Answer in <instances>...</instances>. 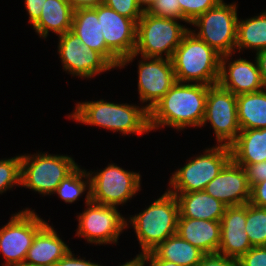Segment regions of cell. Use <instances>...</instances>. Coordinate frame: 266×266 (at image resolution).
<instances>
[{
    "mask_svg": "<svg viewBox=\"0 0 266 266\" xmlns=\"http://www.w3.org/2000/svg\"><path fill=\"white\" fill-rule=\"evenodd\" d=\"M209 85L176 82L149 111L150 131L159 126H202Z\"/></svg>",
    "mask_w": 266,
    "mask_h": 266,
    "instance_id": "1",
    "label": "cell"
},
{
    "mask_svg": "<svg viewBox=\"0 0 266 266\" xmlns=\"http://www.w3.org/2000/svg\"><path fill=\"white\" fill-rule=\"evenodd\" d=\"M221 55L189 30L171 58L177 82L215 85L220 75Z\"/></svg>",
    "mask_w": 266,
    "mask_h": 266,
    "instance_id": "2",
    "label": "cell"
},
{
    "mask_svg": "<svg viewBox=\"0 0 266 266\" xmlns=\"http://www.w3.org/2000/svg\"><path fill=\"white\" fill-rule=\"evenodd\" d=\"M73 119L83 124L101 126L123 134L150 132L149 111L139 106L114 104L100 101L78 103L71 114Z\"/></svg>",
    "mask_w": 266,
    "mask_h": 266,
    "instance_id": "3",
    "label": "cell"
},
{
    "mask_svg": "<svg viewBox=\"0 0 266 266\" xmlns=\"http://www.w3.org/2000/svg\"><path fill=\"white\" fill-rule=\"evenodd\" d=\"M188 31L175 19L157 17L144 11L137 22L135 51L121 61L120 67L132 61L139 53L142 57L163 58L164 52L166 59H171Z\"/></svg>",
    "mask_w": 266,
    "mask_h": 266,
    "instance_id": "4",
    "label": "cell"
},
{
    "mask_svg": "<svg viewBox=\"0 0 266 266\" xmlns=\"http://www.w3.org/2000/svg\"><path fill=\"white\" fill-rule=\"evenodd\" d=\"M179 203L176 195L168 190L143 212L130 217L142 252L147 254L161 242L176 234Z\"/></svg>",
    "mask_w": 266,
    "mask_h": 266,
    "instance_id": "5",
    "label": "cell"
},
{
    "mask_svg": "<svg viewBox=\"0 0 266 266\" xmlns=\"http://www.w3.org/2000/svg\"><path fill=\"white\" fill-rule=\"evenodd\" d=\"M77 167L69 156L21 155L20 185L41 194H53L61 181Z\"/></svg>",
    "mask_w": 266,
    "mask_h": 266,
    "instance_id": "6",
    "label": "cell"
},
{
    "mask_svg": "<svg viewBox=\"0 0 266 266\" xmlns=\"http://www.w3.org/2000/svg\"><path fill=\"white\" fill-rule=\"evenodd\" d=\"M218 145L206 150L204 155L196 157L172 174L169 183L175 191H168L172 194L204 191L207 184L231 160L230 146Z\"/></svg>",
    "mask_w": 266,
    "mask_h": 266,
    "instance_id": "7",
    "label": "cell"
},
{
    "mask_svg": "<svg viewBox=\"0 0 266 266\" xmlns=\"http://www.w3.org/2000/svg\"><path fill=\"white\" fill-rule=\"evenodd\" d=\"M237 21L236 4L227 5L222 0L190 23L200 29L197 34L191 32L221 56L232 55L236 47Z\"/></svg>",
    "mask_w": 266,
    "mask_h": 266,
    "instance_id": "8",
    "label": "cell"
},
{
    "mask_svg": "<svg viewBox=\"0 0 266 266\" xmlns=\"http://www.w3.org/2000/svg\"><path fill=\"white\" fill-rule=\"evenodd\" d=\"M46 223L28 209L13 215L0 229V250L6 258L5 266H24L28 249L36 233Z\"/></svg>",
    "mask_w": 266,
    "mask_h": 266,
    "instance_id": "9",
    "label": "cell"
},
{
    "mask_svg": "<svg viewBox=\"0 0 266 266\" xmlns=\"http://www.w3.org/2000/svg\"><path fill=\"white\" fill-rule=\"evenodd\" d=\"M86 195L87 209L78 216V236L90 243H116L127 222L117 210V206L98 204L90 200V188Z\"/></svg>",
    "mask_w": 266,
    "mask_h": 266,
    "instance_id": "10",
    "label": "cell"
},
{
    "mask_svg": "<svg viewBox=\"0 0 266 266\" xmlns=\"http://www.w3.org/2000/svg\"><path fill=\"white\" fill-rule=\"evenodd\" d=\"M90 174V200L107 206L125 203L140 189V174L126 171L114 164L101 172Z\"/></svg>",
    "mask_w": 266,
    "mask_h": 266,
    "instance_id": "11",
    "label": "cell"
},
{
    "mask_svg": "<svg viewBox=\"0 0 266 266\" xmlns=\"http://www.w3.org/2000/svg\"><path fill=\"white\" fill-rule=\"evenodd\" d=\"M210 121L218 143L230 146L241 129L238 123L237 96L219 84L209 85L205 116L202 123Z\"/></svg>",
    "mask_w": 266,
    "mask_h": 266,
    "instance_id": "12",
    "label": "cell"
},
{
    "mask_svg": "<svg viewBox=\"0 0 266 266\" xmlns=\"http://www.w3.org/2000/svg\"><path fill=\"white\" fill-rule=\"evenodd\" d=\"M58 52L65 70L90 78L114 68L100 53L89 49L71 30L59 35Z\"/></svg>",
    "mask_w": 266,
    "mask_h": 266,
    "instance_id": "13",
    "label": "cell"
},
{
    "mask_svg": "<svg viewBox=\"0 0 266 266\" xmlns=\"http://www.w3.org/2000/svg\"><path fill=\"white\" fill-rule=\"evenodd\" d=\"M94 9L97 11L106 47L120 61L133 54L136 47L137 23L104 4Z\"/></svg>",
    "mask_w": 266,
    "mask_h": 266,
    "instance_id": "14",
    "label": "cell"
},
{
    "mask_svg": "<svg viewBox=\"0 0 266 266\" xmlns=\"http://www.w3.org/2000/svg\"><path fill=\"white\" fill-rule=\"evenodd\" d=\"M142 58L146 61L139 62L138 90L140 100L149 101L145 108L150 111L177 81L171 59Z\"/></svg>",
    "mask_w": 266,
    "mask_h": 266,
    "instance_id": "15",
    "label": "cell"
},
{
    "mask_svg": "<svg viewBox=\"0 0 266 266\" xmlns=\"http://www.w3.org/2000/svg\"><path fill=\"white\" fill-rule=\"evenodd\" d=\"M204 191L226 206L247 204L251 196V187L244 168L232 159L207 184Z\"/></svg>",
    "mask_w": 266,
    "mask_h": 266,
    "instance_id": "16",
    "label": "cell"
},
{
    "mask_svg": "<svg viewBox=\"0 0 266 266\" xmlns=\"http://www.w3.org/2000/svg\"><path fill=\"white\" fill-rule=\"evenodd\" d=\"M220 223V246L217 253L239 260L253 247L245 232L246 204L227 206Z\"/></svg>",
    "mask_w": 266,
    "mask_h": 266,
    "instance_id": "17",
    "label": "cell"
},
{
    "mask_svg": "<svg viewBox=\"0 0 266 266\" xmlns=\"http://www.w3.org/2000/svg\"><path fill=\"white\" fill-rule=\"evenodd\" d=\"M230 54L221 56L220 75L218 84L231 91L234 95L254 93L266 88L262 80L257 60L255 64L245 59H237L229 63L226 69V60Z\"/></svg>",
    "mask_w": 266,
    "mask_h": 266,
    "instance_id": "18",
    "label": "cell"
},
{
    "mask_svg": "<svg viewBox=\"0 0 266 266\" xmlns=\"http://www.w3.org/2000/svg\"><path fill=\"white\" fill-rule=\"evenodd\" d=\"M71 31L89 49L100 53L114 68L120 67L121 61L106 47L97 11L94 8L74 10Z\"/></svg>",
    "mask_w": 266,
    "mask_h": 266,
    "instance_id": "19",
    "label": "cell"
},
{
    "mask_svg": "<svg viewBox=\"0 0 266 266\" xmlns=\"http://www.w3.org/2000/svg\"><path fill=\"white\" fill-rule=\"evenodd\" d=\"M176 233L204 254H215L220 246V221L178 218Z\"/></svg>",
    "mask_w": 266,
    "mask_h": 266,
    "instance_id": "20",
    "label": "cell"
},
{
    "mask_svg": "<svg viewBox=\"0 0 266 266\" xmlns=\"http://www.w3.org/2000/svg\"><path fill=\"white\" fill-rule=\"evenodd\" d=\"M70 250L52 226L46 223L36 233L32 245L28 249L24 265L54 266Z\"/></svg>",
    "mask_w": 266,
    "mask_h": 266,
    "instance_id": "21",
    "label": "cell"
},
{
    "mask_svg": "<svg viewBox=\"0 0 266 266\" xmlns=\"http://www.w3.org/2000/svg\"><path fill=\"white\" fill-rule=\"evenodd\" d=\"M179 203V217L221 221L227 206L205 191L174 194Z\"/></svg>",
    "mask_w": 266,
    "mask_h": 266,
    "instance_id": "22",
    "label": "cell"
},
{
    "mask_svg": "<svg viewBox=\"0 0 266 266\" xmlns=\"http://www.w3.org/2000/svg\"><path fill=\"white\" fill-rule=\"evenodd\" d=\"M205 254L177 233L161 242L154 250L144 254V259H161L180 266H197Z\"/></svg>",
    "mask_w": 266,
    "mask_h": 266,
    "instance_id": "23",
    "label": "cell"
},
{
    "mask_svg": "<svg viewBox=\"0 0 266 266\" xmlns=\"http://www.w3.org/2000/svg\"><path fill=\"white\" fill-rule=\"evenodd\" d=\"M230 149L236 164L266 161V128L241 130Z\"/></svg>",
    "mask_w": 266,
    "mask_h": 266,
    "instance_id": "24",
    "label": "cell"
},
{
    "mask_svg": "<svg viewBox=\"0 0 266 266\" xmlns=\"http://www.w3.org/2000/svg\"><path fill=\"white\" fill-rule=\"evenodd\" d=\"M74 9L68 0H46L39 20L33 25L40 37L46 38L49 30L62 35L71 30Z\"/></svg>",
    "mask_w": 266,
    "mask_h": 266,
    "instance_id": "25",
    "label": "cell"
},
{
    "mask_svg": "<svg viewBox=\"0 0 266 266\" xmlns=\"http://www.w3.org/2000/svg\"><path fill=\"white\" fill-rule=\"evenodd\" d=\"M265 89L237 95L238 123L241 130L266 128Z\"/></svg>",
    "mask_w": 266,
    "mask_h": 266,
    "instance_id": "26",
    "label": "cell"
},
{
    "mask_svg": "<svg viewBox=\"0 0 266 266\" xmlns=\"http://www.w3.org/2000/svg\"><path fill=\"white\" fill-rule=\"evenodd\" d=\"M255 49L257 52L266 49V12L247 20L237 21L236 47Z\"/></svg>",
    "mask_w": 266,
    "mask_h": 266,
    "instance_id": "27",
    "label": "cell"
},
{
    "mask_svg": "<svg viewBox=\"0 0 266 266\" xmlns=\"http://www.w3.org/2000/svg\"><path fill=\"white\" fill-rule=\"evenodd\" d=\"M245 232L252 246H266V208L246 204Z\"/></svg>",
    "mask_w": 266,
    "mask_h": 266,
    "instance_id": "28",
    "label": "cell"
},
{
    "mask_svg": "<svg viewBox=\"0 0 266 266\" xmlns=\"http://www.w3.org/2000/svg\"><path fill=\"white\" fill-rule=\"evenodd\" d=\"M83 177H85V179H87V177L89 178L87 182L82 180ZM88 184L90 188V173H86L85 170H81L77 167L70 175L61 181L55 192L66 203H72L86 190Z\"/></svg>",
    "mask_w": 266,
    "mask_h": 266,
    "instance_id": "29",
    "label": "cell"
},
{
    "mask_svg": "<svg viewBox=\"0 0 266 266\" xmlns=\"http://www.w3.org/2000/svg\"><path fill=\"white\" fill-rule=\"evenodd\" d=\"M21 156L0 160V193L14 184L20 185Z\"/></svg>",
    "mask_w": 266,
    "mask_h": 266,
    "instance_id": "30",
    "label": "cell"
},
{
    "mask_svg": "<svg viewBox=\"0 0 266 266\" xmlns=\"http://www.w3.org/2000/svg\"><path fill=\"white\" fill-rule=\"evenodd\" d=\"M222 0H178L180 19L192 23L201 14L215 7Z\"/></svg>",
    "mask_w": 266,
    "mask_h": 266,
    "instance_id": "31",
    "label": "cell"
},
{
    "mask_svg": "<svg viewBox=\"0 0 266 266\" xmlns=\"http://www.w3.org/2000/svg\"><path fill=\"white\" fill-rule=\"evenodd\" d=\"M103 4L121 16L133 19L136 23L145 11L137 0H104Z\"/></svg>",
    "mask_w": 266,
    "mask_h": 266,
    "instance_id": "32",
    "label": "cell"
},
{
    "mask_svg": "<svg viewBox=\"0 0 266 266\" xmlns=\"http://www.w3.org/2000/svg\"><path fill=\"white\" fill-rule=\"evenodd\" d=\"M147 13L168 19H180V5L178 0H155L146 10Z\"/></svg>",
    "mask_w": 266,
    "mask_h": 266,
    "instance_id": "33",
    "label": "cell"
},
{
    "mask_svg": "<svg viewBox=\"0 0 266 266\" xmlns=\"http://www.w3.org/2000/svg\"><path fill=\"white\" fill-rule=\"evenodd\" d=\"M238 262L239 266H266V246H253Z\"/></svg>",
    "mask_w": 266,
    "mask_h": 266,
    "instance_id": "34",
    "label": "cell"
},
{
    "mask_svg": "<svg viewBox=\"0 0 266 266\" xmlns=\"http://www.w3.org/2000/svg\"><path fill=\"white\" fill-rule=\"evenodd\" d=\"M238 165L244 168L250 187L266 180V161H262L256 164H238Z\"/></svg>",
    "mask_w": 266,
    "mask_h": 266,
    "instance_id": "35",
    "label": "cell"
},
{
    "mask_svg": "<svg viewBox=\"0 0 266 266\" xmlns=\"http://www.w3.org/2000/svg\"><path fill=\"white\" fill-rule=\"evenodd\" d=\"M197 266H239V262L236 259L215 253L205 254Z\"/></svg>",
    "mask_w": 266,
    "mask_h": 266,
    "instance_id": "36",
    "label": "cell"
},
{
    "mask_svg": "<svg viewBox=\"0 0 266 266\" xmlns=\"http://www.w3.org/2000/svg\"><path fill=\"white\" fill-rule=\"evenodd\" d=\"M249 203L261 208H266V180L251 187Z\"/></svg>",
    "mask_w": 266,
    "mask_h": 266,
    "instance_id": "37",
    "label": "cell"
},
{
    "mask_svg": "<svg viewBox=\"0 0 266 266\" xmlns=\"http://www.w3.org/2000/svg\"><path fill=\"white\" fill-rule=\"evenodd\" d=\"M45 1L46 0H25V6L29 14V22L32 25L39 20Z\"/></svg>",
    "mask_w": 266,
    "mask_h": 266,
    "instance_id": "38",
    "label": "cell"
},
{
    "mask_svg": "<svg viewBox=\"0 0 266 266\" xmlns=\"http://www.w3.org/2000/svg\"><path fill=\"white\" fill-rule=\"evenodd\" d=\"M54 266H101L84 259L75 258L69 251L65 256L59 259Z\"/></svg>",
    "mask_w": 266,
    "mask_h": 266,
    "instance_id": "39",
    "label": "cell"
},
{
    "mask_svg": "<svg viewBox=\"0 0 266 266\" xmlns=\"http://www.w3.org/2000/svg\"><path fill=\"white\" fill-rule=\"evenodd\" d=\"M71 7L76 10L80 8H94L103 4L104 0H68Z\"/></svg>",
    "mask_w": 266,
    "mask_h": 266,
    "instance_id": "40",
    "label": "cell"
},
{
    "mask_svg": "<svg viewBox=\"0 0 266 266\" xmlns=\"http://www.w3.org/2000/svg\"><path fill=\"white\" fill-rule=\"evenodd\" d=\"M256 60L259 66V71L261 73L262 80L266 85V49L257 52Z\"/></svg>",
    "mask_w": 266,
    "mask_h": 266,
    "instance_id": "41",
    "label": "cell"
},
{
    "mask_svg": "<svg viewBox=\"0 0 266 266\" xmlns=\"http://www.w3.org/2000/svg\"><path fill=\"white\" fill-rule=\"evenodd\" d=\"M144 261H150V266H180L173 262L161 260V259H144Z\"/></svg>",
    "mask_w": 266,
    "mask_h": 266,
    "instance_id": "42",
    "label": "cell"
},
{
    "mask_svg": "<svg viewBox=\"0 0 266 266\" xmlns=\"http://www.w3.org/2000/svg\"><path fill=\"white\" fill-rule=\"evenodd\" d=\"M144 265L145 261L143 255L139 254L132 261L126 262L125 264L120 266H144Z\"/></svg>",
    "mask_w": 266,
    "mask_h": 266,
    "instance_id": "43",
    "label": "cell"
},
{
    "mask_svg": "<svg viewBox=\"0 0 266 266\" xmlns=\"http://www.w3.org/2000/svg\"><path fill=\"white\" fill-rule=\"evenodd\" d=\"M137 1L139 5L141 6V8H143L146 11L155 0H137ZM143 5L145 6L142 7Z\"/></svg>",
    "mask_w": 266,
    "mask_h": 266,
    "instance_id": "44",
    "label": "cell"
}]
</instances>
